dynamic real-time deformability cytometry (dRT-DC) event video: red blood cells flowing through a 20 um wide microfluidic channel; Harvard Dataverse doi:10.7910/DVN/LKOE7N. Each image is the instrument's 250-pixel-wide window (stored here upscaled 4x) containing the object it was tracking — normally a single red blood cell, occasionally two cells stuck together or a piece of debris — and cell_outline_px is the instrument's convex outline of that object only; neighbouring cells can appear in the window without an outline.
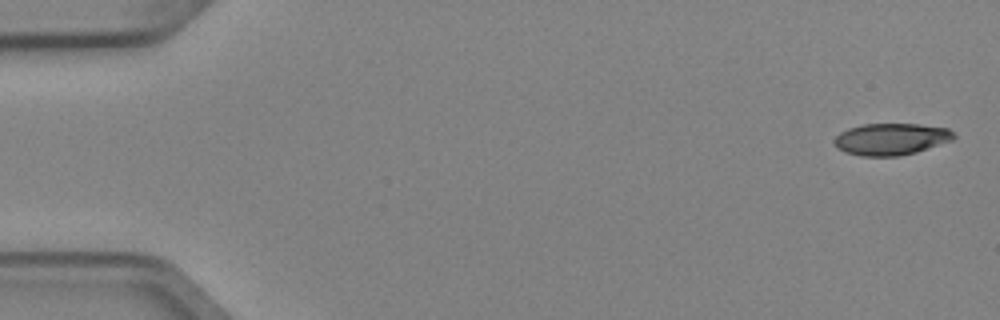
{"species": "Egyptian fruit bat (a non-hibernating species)", "species_latin": "Rousettus aegyptiacus", "temperature_condition": "cold", "stored_images_in_passage": 5, "camera_frame_rate_fps": 3000, "um_per_image_px": 0.085, "animal": {"sex": "female"}, "frame": {"image": 1, "passage_image": 1, "time_ms": 0.0, "image_size_px": [1000, 320], "cell_outline_px": [[956, 136], [952, 140], [916, 152], [900, 156], [860, 156], [844, 152], [836, 148], [832, 140], [840, 132], [848, 128], [860, 124], [920, 124], [948, 128]], "centroid_in_image_um": [75.69, 11.82], "position_along_channel_um": 9.3, "area_um2": 22.31}}
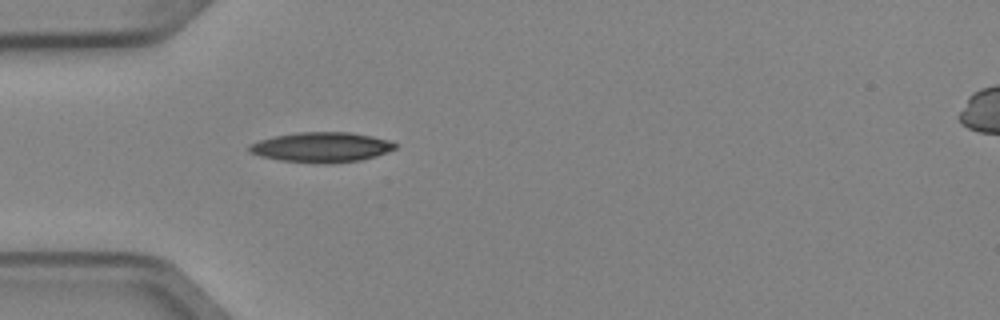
{"frame": {"image": 2, "passage_image": 5, "time_ms": 1.333, "image_size_px": [1000, 320], "cell_outline_px": [[396, 148], [376, 156], [360, 160], [332, 164], [324, 164], [280, 160], [260, 156], [248, 152], [248, 144], [260, 140], [276, 136], [300, 132], [348, 132], [372, 136], [388, 140], [396, 144]], "centroid_in_image_um": [27.3, 12.52], "position_along_channel_um": 57.7, "area_um2": 25.49}}